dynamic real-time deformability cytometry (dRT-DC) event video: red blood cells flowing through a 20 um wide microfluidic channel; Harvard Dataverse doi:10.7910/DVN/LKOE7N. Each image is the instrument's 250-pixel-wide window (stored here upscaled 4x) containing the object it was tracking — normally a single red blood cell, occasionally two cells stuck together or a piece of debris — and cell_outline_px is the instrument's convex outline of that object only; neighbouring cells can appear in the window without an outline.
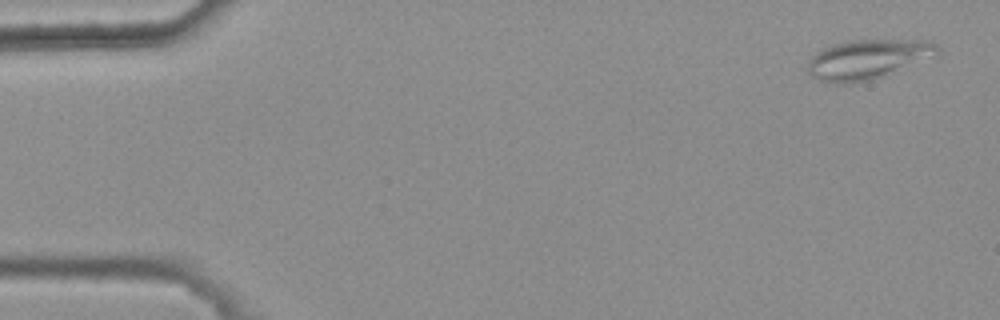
{"species": "common noctule bat (a hibernating species)", "species_latin": "Nyctalus noctula", "temperature_condition": "warm", "stored_images_in_passage": 4, "camera_frame_rate_fps": 3000, "um_per_image_px": 0.085, "animal": {"sex": "female", "body_mass_g": 25.1}, "frame": {"image": 1, "passage_image": 1, "time_ms": 0.0, "image_size_px": [1000, 320], "cell_outline_px": [[940, 48], [876, 80], [848, 84], [832, 84], [820, 80], [812, 76], [808, 72], [808, 60], [816, 52], [832, 44], [852, 40], [924, 40], [936, 44]], "centroid_in_image_um": [73.56, 5.06], "position_along_channel_um": 11.4, "area_um2": 29.02}}